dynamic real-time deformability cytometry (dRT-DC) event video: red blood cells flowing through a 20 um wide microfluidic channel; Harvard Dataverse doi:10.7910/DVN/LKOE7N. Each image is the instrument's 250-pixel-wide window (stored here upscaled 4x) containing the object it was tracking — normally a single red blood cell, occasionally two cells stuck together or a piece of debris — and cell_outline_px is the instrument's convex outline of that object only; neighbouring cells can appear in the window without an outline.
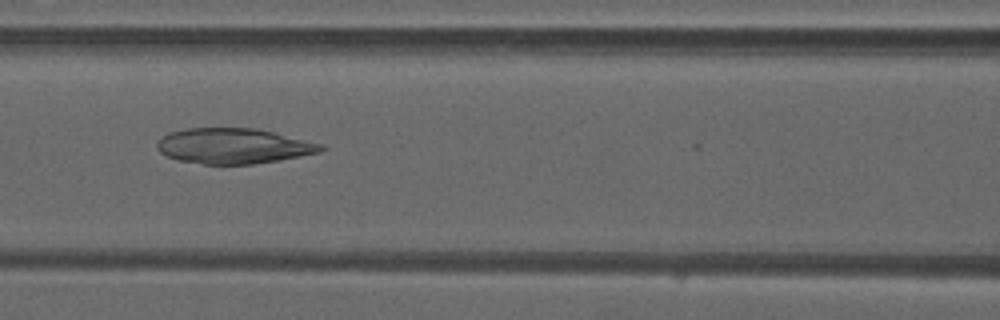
{"species": "common noctule bat (a hibernating species)", "species_latin": "Nyctalus noctula", "temperature_condition": "warm", "stored_images_in_passage": 37, "camera_frame_rate_fps": 3000, "um_per_image_px": 0.085, "animal": {"sex": "male", "forearm_length_mm": 52.5}, "frame": {"image": 1, "passage_image": 10, "time_ms": 3.0, "image_size_px": [1000, 320], "cell_outline_px": [[328, 148], [320, 152], [300, 156], [252, 164], [204, 164], [180, 160], [168, 156], [160, 152], [156, 148], [156, 144], [164, 136], [172, 132], [188, 128], [256, 128], [320, 144]], "centroid_in_image_um": [19.83, 12.41], "position_along_channel_um": 146.8, "area_um2": 33.23}}
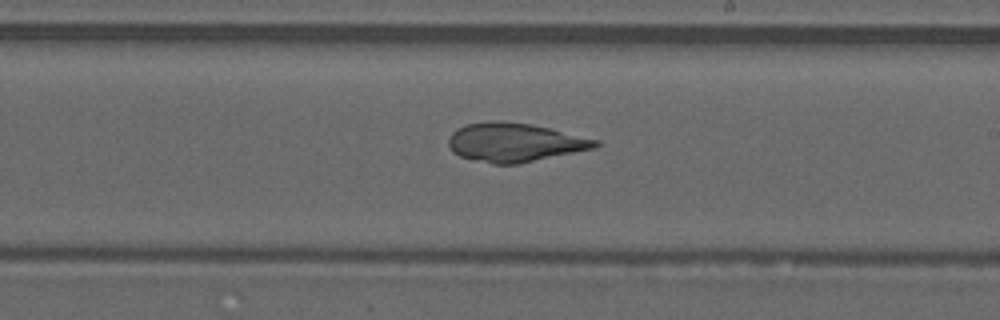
{"frame": {"image": 2, "passage_image": 17, "time_ms": 5.333, "image_size_px": [1000, 320], "cell_outline_px": [[600, 144], [596, 148], [520, 164], [492, 164], [460, 156], [452, 152], [448, 144], [448, 140], [452, 132], [456, 128], [464, 124], [496, 120], [500, 120], [532, 124], [600, 140]], "centroid_in_image_um": [43.75, 12.1], "position_along_channel_um": 245.3, "area_um2": 33.52}}
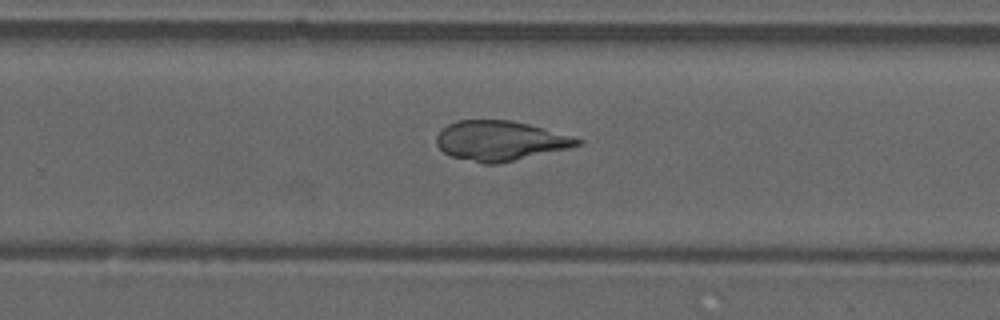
{"frame": {"image": 3, "passage_image": 20, "time_ms": 6.333, "image_size_px": [1000, 320], "cell_outline_px": [[584, 144], [568, 148], [500, 164], [484, 164], [452, 156], [444, 152], [436, 144], [436, 136], [448, 124], [456, 120], [512, 120], [528, 124], [572, 136], [584, 140]], "centroid_in_image_um": [42.53, 11.97], "position_along_channel_um": 287.3, "area_um2": 32.66}}